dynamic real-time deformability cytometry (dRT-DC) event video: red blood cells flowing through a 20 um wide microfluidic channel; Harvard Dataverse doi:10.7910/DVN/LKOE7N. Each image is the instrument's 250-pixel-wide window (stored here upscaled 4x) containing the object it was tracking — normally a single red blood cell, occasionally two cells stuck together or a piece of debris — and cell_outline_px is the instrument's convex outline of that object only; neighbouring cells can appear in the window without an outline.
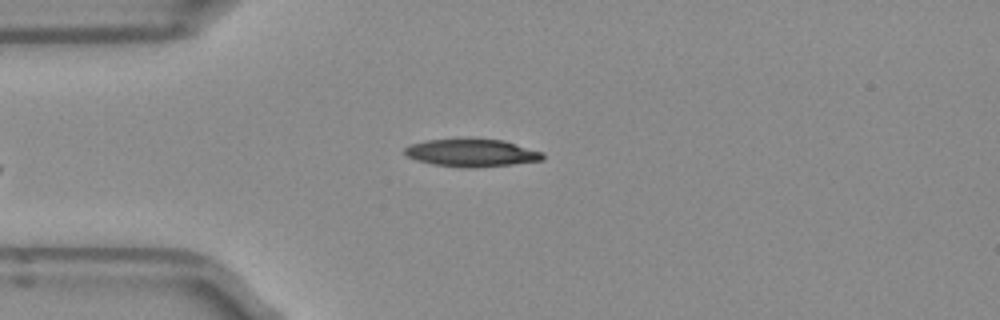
{"species": "Egyptian fruit bat (a non-hibernating species)", "species_latin": "Rousettus aegyptiacus", "temperature_condition": "room temperature", "stored_images_in_passage": 36, "camera_frame_rate_fps": 3000, "um_per_image_px": 0.085, "frame": {"image": 1, "passage_image": 1, "time_ms": 0.0, "image_size_px": [1000, 320], "cell_outline_px": [[544, 160], [512, 164], [472, 168], [468, 168], [432, 164], [416, 160], [408, 156], [404, 152], [404, 148], [412, 144], [424, 140], [460, 136], [504, 140], [544, 152]], "centroid_in_image_um": [40.09, 12.95], "position_along_channel_um": 44.9, "area_um2": 23.06}}
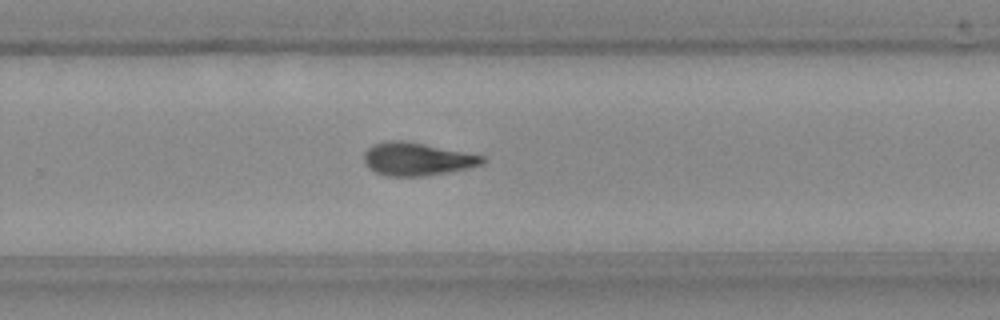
{"frame": {"image": 2, "passage_image": 21, "time_ms": 6.667, "image_size_px": [1000, 320], "cell_outline_px": [[488, 160], [484, 164], [468, 168], [448, 172], [424, 176], [388, 176], [376, 172], [364, 160], [364, 152], [372, 144], [388, 140], [408, 140], [484, 156]], "centroid_in_image_um": [35.48, 13.5], "position_along_channel_um": 294.3, "area_um2": 22.83}}
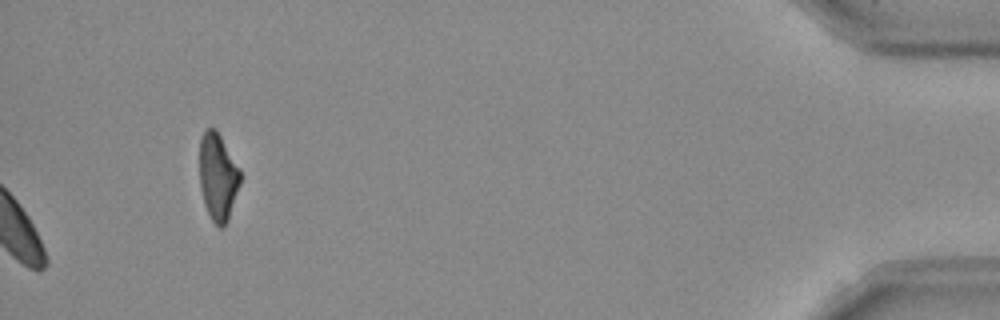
{"frame": {"image": 3, "passage_image": 36, "time_ms": 11.667, "image_size_px": [1000, 320], "cell_outline_px": [[240, 184], [228, 220], [220, 228], [212, 220], [204, 204], [200, 188], [200, 136], [208, 128], [216, 128], [240, 168]], "centroid_in_image_um": [18.52, 15.0], "position_along_channel_um": 416.7, "area_um2": 20.63}, "authors_computed_cell_mechanics": {"area_um2": 22.7732, "velocity_mm_per_s": 3.9518, "shape_relaxation_time_tau1_ms": null, "shape_relaxation_time_tau2_ms": 5.2563, "deformation_change_tau1": null, "deformation_change_tau2": 0.142}}